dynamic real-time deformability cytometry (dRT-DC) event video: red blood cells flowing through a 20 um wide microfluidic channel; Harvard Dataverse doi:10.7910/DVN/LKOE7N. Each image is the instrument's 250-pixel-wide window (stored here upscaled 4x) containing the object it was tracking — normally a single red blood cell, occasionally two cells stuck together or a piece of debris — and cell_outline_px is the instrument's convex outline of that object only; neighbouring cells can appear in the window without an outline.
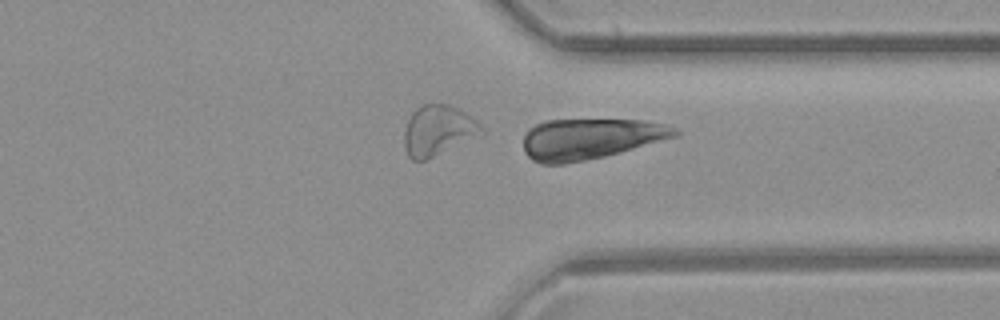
{"species": "common noctule bat (a hibernating species)", "species_latin": "Nyctalus noctula", "temperature_condition": "room temperature", "stored_images_in_passage": 24, "camera_frame_rate_fps": 3000, "um_per_image_px": 0.085, "animal": {"sex": "female", "body_mass_g": 21.9}, "frame": {"image": 1, "passage_image": 24, "time_ms": 7.667, "image_size_px": [1000, 320], "cell_outline_px": [[680, 136], [604, 156], [564, 164], [540, 164], [532, 160], [524, 152], [524, 132], [528, 128], [544, 120], [644, 120], [668, 124], [676, 128], [680, 132]], "centroid_in_image_um": [50.18, 11.79], "position_along_channel_um": 361.2, "area_um2": 36.24}}